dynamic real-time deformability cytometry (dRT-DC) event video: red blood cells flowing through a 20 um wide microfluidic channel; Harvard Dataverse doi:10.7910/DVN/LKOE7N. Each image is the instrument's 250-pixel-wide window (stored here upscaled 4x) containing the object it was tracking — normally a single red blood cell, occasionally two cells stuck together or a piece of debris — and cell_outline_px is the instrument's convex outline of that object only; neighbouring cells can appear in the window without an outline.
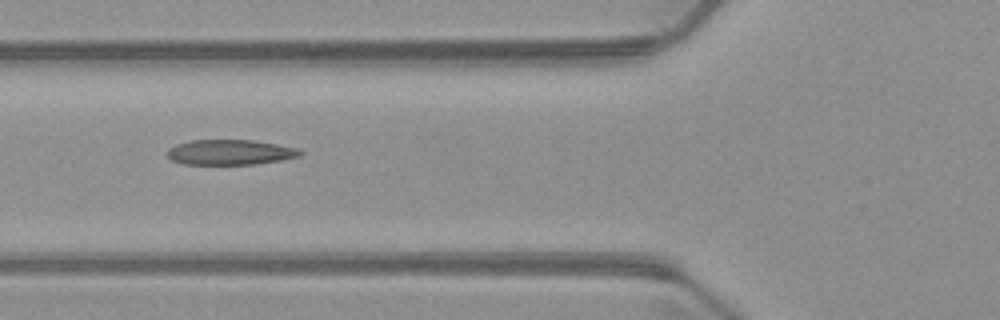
{"species": "common noctule bat (a hibernating species)", "species_latin": "Nyctalus noctula", "temperature_condition": "warm", "stored_images_in_passage": 7, "camera_frame_rate_fps": 3000, "um_per_image_px": 0.085, "animal": {"sex": "male", "body_mass_g": 23.1, "forearm_length_mm": 52.7}, "frame": {"image": 1, "passage_image": 5, "time_ms": 4.667, "image_size_px": [1000, 320], "cell_outline_px": [[304, 152], [300, 156], [280, 160], [256, 164], [184, 164], [172, 160], [168, 156], [168, 148], [176, 144], [192, 140], [256, 140], [296, 148]], "centroid_in_image_um": [19.56, 12.94], "position_along_channel_um": 106.2, "area_um2": 19.42}}
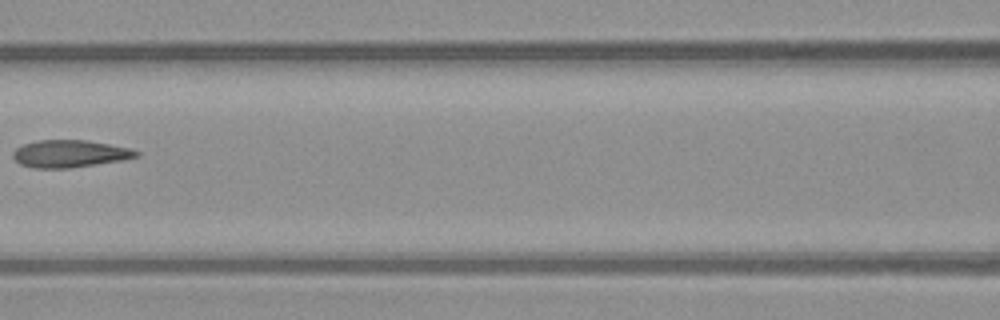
{"frame": {"image": 2, "passage_image": 6, "time_ms": 6.0, "image_size_px": [1000, 320], "cell_outline_px": [[140, 156], [120, 160], [68, 168], [32, 168], [20, 164], [12, 156], [12, 152], [16, 148], [24, 144], [36, 140], [84, 140], [108, 144], [128, 148], [140, 152]], "centroid_in_image_um": [5.88, 13.06], "position_along_channel_um": 160.7, "area_um2": 19.42}}
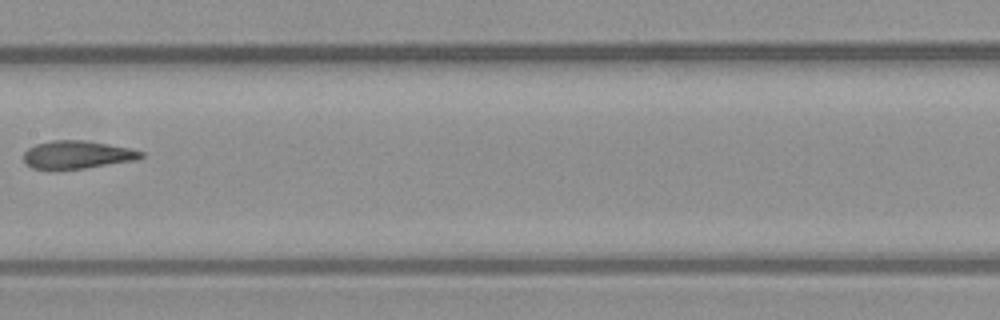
{"frame": {"image": 3, "passage_image": 7, "time_ms": 7.0, "image_size_px": [1000, 320], "cell_outline_px": [[144, 156], [140, 160], [56, 172], [48, 172], [32, 168], [24, 160], [24, 152], [28, 148], [36, 144], [52, 140], [84, 140], [132, 148], [144, 152]], "centroid_in_image_um": [6.56, 13.19], "position_along_channel_um": 200.8, "area_um2": 19.88}}